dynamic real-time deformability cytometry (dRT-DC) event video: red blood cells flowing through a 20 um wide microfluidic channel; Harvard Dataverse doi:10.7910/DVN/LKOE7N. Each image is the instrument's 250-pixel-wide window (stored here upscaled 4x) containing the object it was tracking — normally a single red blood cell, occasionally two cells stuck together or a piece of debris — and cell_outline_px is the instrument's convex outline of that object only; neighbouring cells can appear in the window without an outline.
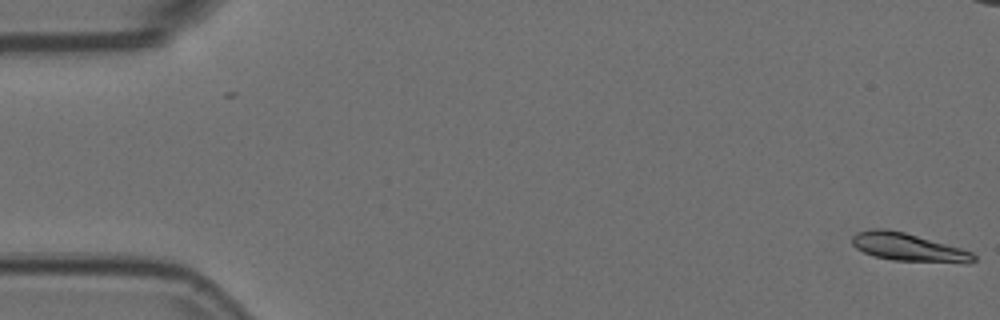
{"species": "Egyptian fruit bat (a non-hibernating species)", "species_latin": "Rousettus aegyptiacus", "temperature_condition": "room temperature", "stored_images_in_passage": 2, "camera_frame_rate_fps": 3000, "um_per_image_px": 0.085, "animal": {"sex": "female"}, "frame": {"image": 1, "passage_image": 2, "time_ms": 0.333, "image_size_px": [1000, 320], "cell_outline_px": [[976, 260], [968, 264], [892, 260], [872, 256], [856, 248], [852, 244], [852, 236], [856, 232], [872, 228], [884, 228], [904, 232], [960, 248], [972, 252], [976, 256]], "centroid_in_image_um": [77.2, 21.03], "position_along_channel_um": 7.8, "area_um2": 20.06}}